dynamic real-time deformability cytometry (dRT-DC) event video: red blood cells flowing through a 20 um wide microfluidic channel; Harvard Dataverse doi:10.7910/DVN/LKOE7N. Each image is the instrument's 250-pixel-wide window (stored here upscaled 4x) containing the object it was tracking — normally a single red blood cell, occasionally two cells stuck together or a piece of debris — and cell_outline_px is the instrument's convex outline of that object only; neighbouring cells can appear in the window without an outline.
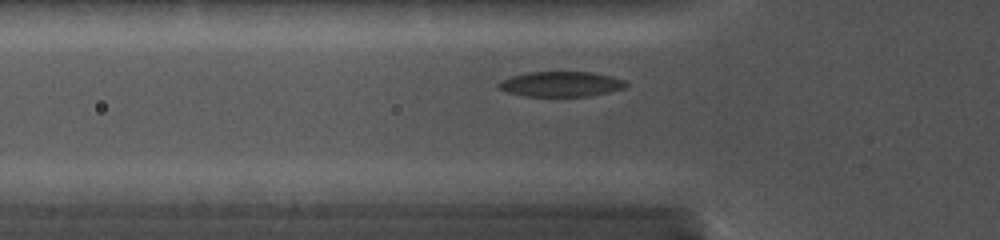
{"species": "common noctule bat (a hibernating species)", "species_latin": "Nyctalus noctula", "temperature_condition": "cold", "stored_images_in_passage": 36, "segment_of_instrument_passage": [1, 2], "camera_frame_rate_fps": 5000, "um_per_image_px": 0.085, "animal": {"sex": "female", "body_mass_g": 19.0, "forearm_length_mm": 56.7}, "frame": {"image": 1, "passage_image": 3, "time_ms": 0.6, "image_size_px": [1000, 240], "cell_outline_px": [[628, 84], [624, 88], [584, 96], [524, 96], [508, 92], [500, 88], [496, 84], [500, 80], [512, 76], [528, 72], [592, 72], [612, 76], [624, 80]], "centroid_in_image_um": [47.65, 7.13], "position_along_channel_um": 78.2, "area_um2": 18.44}}
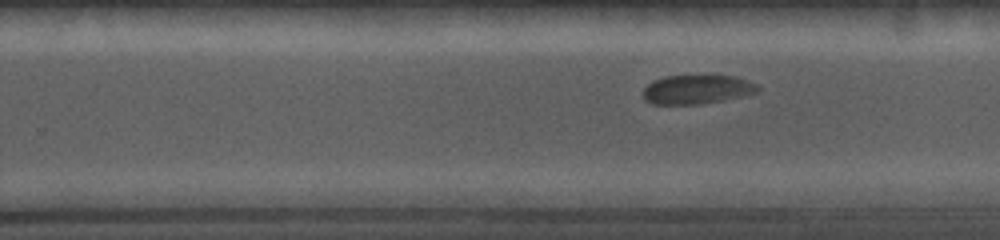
{"frame": {"image": 2, "passage_image": 20, "time_ms": 5.6, "image_size_px": [1000, 240], "cell_outline_px": [[760, 88], [756, 92], [724, 100], [700, 104], [652, 104], [644, 100], [644, 88], [652, 80], [664, 76], [736, 76], [756, 84]], "centroid_in_image_um": [59.2, 7.6], "position_along_channel_um": 270.6, "area_um2": 19.25}}
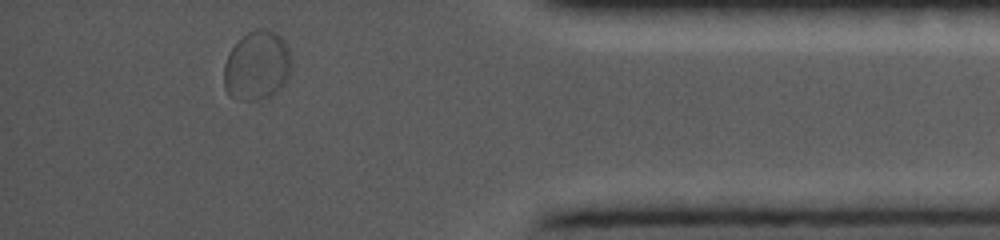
{"frame": {"image": 3, "passage_image": 32, "time_ms": 9.8, "image_size_px": [1000, 240], "cell_outline_px": [[288, 76], [284, 84], [276, 92], [260, 100], [244, 100], [232, 96], [224, 88], [224, 64], [232, 48], [248, 32], [256, 28], [268, 28], [276, 32], [284, 40], [288, 48]], "centroid_in_image_um": [21.82, 5.56], "position_along_channel_um": 413.4, "area_um2": 26.76}}